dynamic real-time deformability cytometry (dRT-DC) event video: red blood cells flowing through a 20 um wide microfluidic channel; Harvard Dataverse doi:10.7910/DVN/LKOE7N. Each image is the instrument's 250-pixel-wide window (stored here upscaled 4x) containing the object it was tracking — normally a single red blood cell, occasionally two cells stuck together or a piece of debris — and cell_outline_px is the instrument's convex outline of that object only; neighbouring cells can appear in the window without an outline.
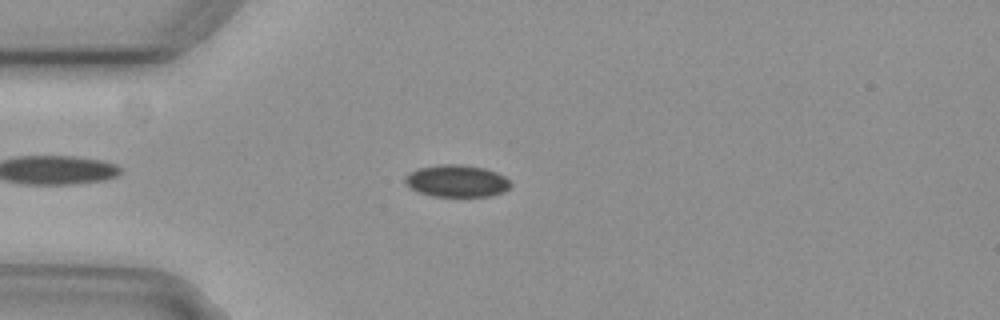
{"species": "common noctule bat (a hibernating species)", "species_latin": "Nyctalus noctula", "temperature_condition": "cold", "stored_images_in_passage": 46, "camera_frame_rate_fps": 3000, "um_per_image_px": 0.085, "animal": {"sex": "female", "body_mass_g": 29.2, "forearm_length_mm": 56.3}, "frame": {"image": 1, "passage_image": 6, "time_ms": 1.667, "image_size_px": [1000, 320], "cell_outline_px": [[512, 184], [504, 192], [488, 196], [432, 196], [420, 192], [412, 188], [404, 180], [404, 176], [408, 172], [420, 168], [440, 164], [460, 164], [484, 168], [496, 172], [504, 176]], "centroid_in_image_um": [38.83, 15.37], "position_along_channel_um": 46.2, "area_um2": 19.59}}
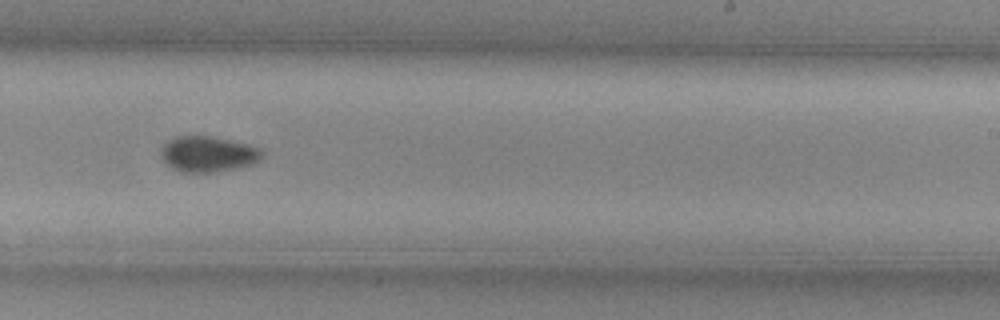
{"frame": {"image": 2, "passage_image": 25, "time_ms": 8.0, "image_size_px": [1000, 320], "cell_outline_px": [[264, 152], [260, 160], [252, 164], [220, 172], [180, 172], [172, 168], [160, 156], [160, 148], [172, 136], [212, 136], [232, 140], [248, 144], [260, 148]], "centroid_in_image_um": [17.67, 13.09], "position_along_channel_um": 271.3, "area_um2": 21.33}}
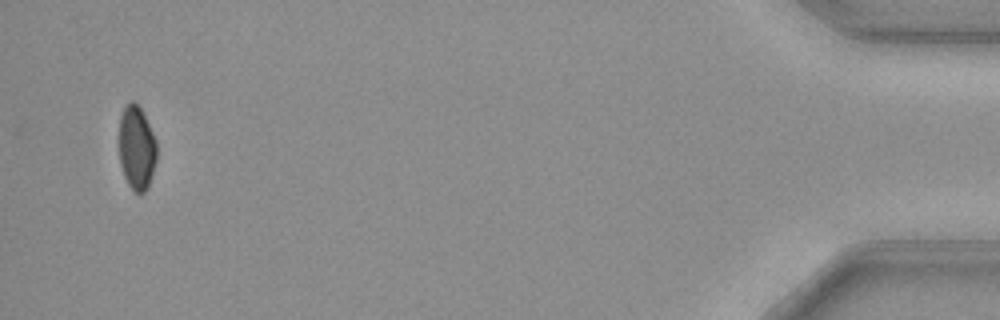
{"frame": {"image": 3, "passage_image": 44, "time_ms": 14.333, "image_size_px": [1000, 320], "cell_outline_px": [[156, 160], [148, 188], [140, 196], [132, 192], [124, 176], [120, 164], [120, 116], [124, 108], [132, 100], [140, 108], [156, 140]], "centroid_in_image_um": [11.62, 12.65], "position_along_channel_um": 423.6, "area_um2": 18.32}, "authors_computed_cell_mechanics": {"area_um2": 20.4034, "velocity_mm_per_s": 3.8242, "shape_relaxation_time_tau1_ms": 2.8015, "shape_relaxation_time_tau2_ms": null, "deformation_change_tau1": 0.056, "deformation_change_tau2": null}}